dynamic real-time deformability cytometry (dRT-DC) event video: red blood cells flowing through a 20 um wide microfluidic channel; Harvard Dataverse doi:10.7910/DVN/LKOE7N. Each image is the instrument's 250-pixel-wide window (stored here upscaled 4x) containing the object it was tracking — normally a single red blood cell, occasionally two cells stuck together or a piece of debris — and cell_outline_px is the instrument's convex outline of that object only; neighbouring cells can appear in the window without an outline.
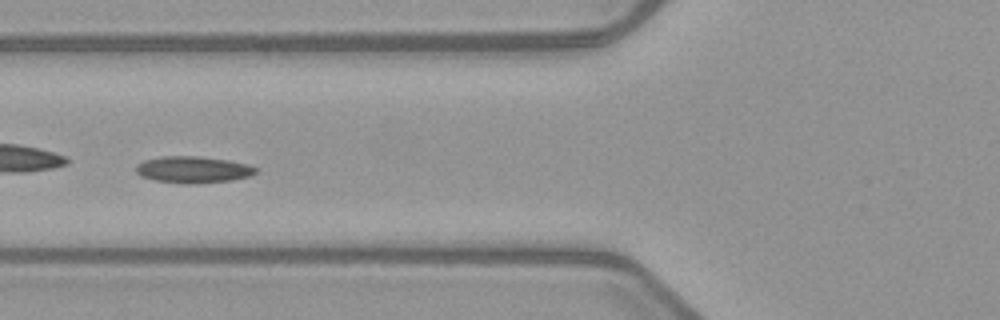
{"species": "common noctule bat (a hibernating species)", "species_latin": "Nyctalus noctula", "temperature_condition": "warm", "stored_images_in_passage": 9, "camera_frame_rate_fps": 3000, "um_per_image_px": 0.085, "animal": {"sex": "female", "body_mass_g": 21.9}, "frame": {"image": 1, "passage_image": 6, "time_ms": 7.0, "image_size_px": [1000, 320], "cell_outline_px": [[256, 172], [252, 176], [232, 180], [192, 184], [184, 184], [156, 180], [140, 176], [136, 172], [136, 164], [144, 160], [160, 156], [200, 156], [228, 160], [248, 164], [256, 168]], "centroid_in_image_um": [16.4, 14.41], "position_along_channel_um": 109.4, "area_um2": 18.73}}
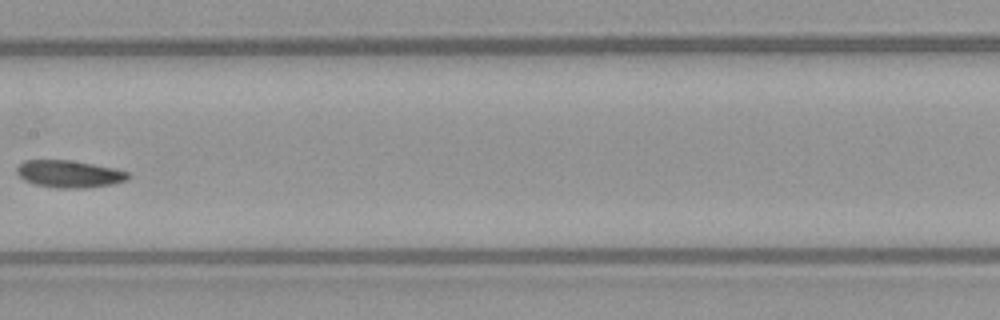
{"frame": {"image": 2, "passage_image": 8, "time_ms": 9.333, "image_size_px": [1000, 320], "cell_outline_px": [[132, 176], [128, 180], [112, 184], [88, 188], [56, 188], [32, 184], [24, 180], [16, 172], [16, 168], [24, 160], [68, 160], [116, 168], [128, 172]], "centroid_in_image_um": [5.9, 14.79], "position_along_channel_um": 201.5, "area_um2": 17.86}}
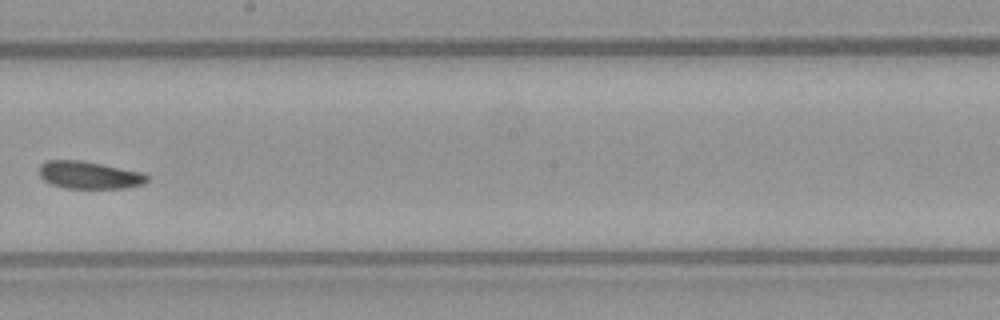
{"frame": {"image": 3, "passage_image": 9, "time_ms": 10.333, "image_size_px": [1000, 320], "cell_outline_px": [[148, 180], [144, 184], [124, 188], [64, 188], [52, 184], [44, 180], [40, 176], [40, 164], [44, 160], [84, 160], [140, 172], [148, 176]], "centroid_in_image_um": [7.56, 14.87], "position_along_channel_um": 240.6, "area_um2": 17.28}}